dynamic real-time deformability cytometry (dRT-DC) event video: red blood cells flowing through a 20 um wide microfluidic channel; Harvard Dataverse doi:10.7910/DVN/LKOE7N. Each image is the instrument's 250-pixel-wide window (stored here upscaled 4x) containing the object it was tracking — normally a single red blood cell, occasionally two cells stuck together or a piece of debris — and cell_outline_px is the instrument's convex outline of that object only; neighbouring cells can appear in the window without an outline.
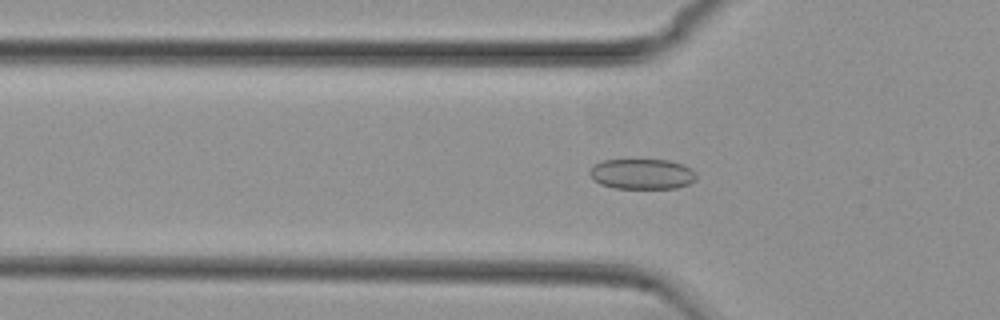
{"species": "common noctule bat (a hibernating species)", "species_latin": "Nyctalus noctula", "temperature_condition": "cold", "stored_images_in_passage": 54, "camera_frame_rate_fps": 3000, "um_per_image_px": 0.085, "animal": {"sex": "female", "body_mass_g": 29.2, "forearm_length_mm": 56.3}, "frame": {"image": 1, "passage_image": 17, "time_ms": 5.333, "image_size_px": [1000, 320], "cell_outline_px": [[696, 180], [688, 184], [676, 188], [616, 188], [600, 184], [592, 180], [588, 172], [596, 164], [604, 160], [668, 160], [692, 168], [696, 172]], "centroid_in_image_um": [54.58, 14.79], "position_along_channel_um": 71.2, "area_um2": 18.84}}
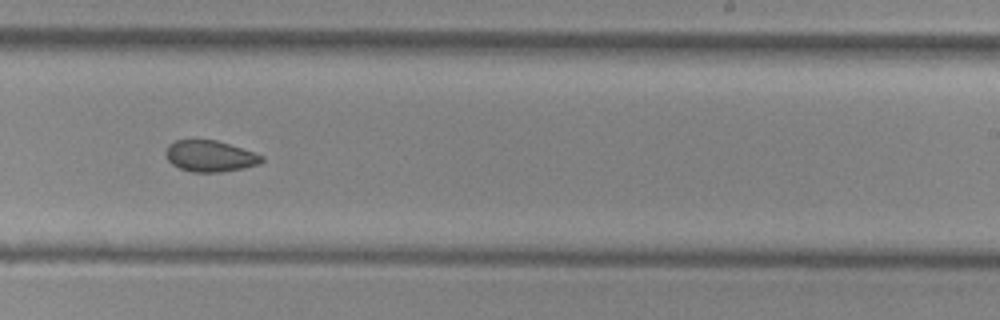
{"frame": {"image": 2, "passage_image": 33, "time_ms": 10.667, "image_size_px": [1000, 320], "cell_outline_px": [[264, 160], [260, 164], [220, 172], [192, 172], [180, 168], [172, 164], [168, 160], [164, 152], [168, 144], [176, 140], [216, 140], [264, 156]], "centroid_in_image_um": [17.81, 13.27], "position_along_channel_um": 271.2, "area_um2": 17.28}}
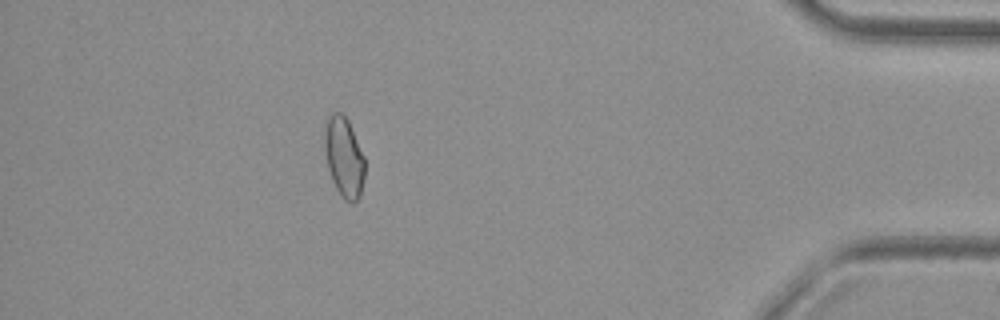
{"frame": {"image": 3, "passage_image": 48, "time_ms": 15.667, "image_size_px": [1000, 320], "cell_outline_px": [[364, 180], [360, 196], [352, 204], [344, 200], [336, 188], [332, 180], [328, 168], [324, 148], [324, 132], [328, 116], [332, 112], [340, 112], [348, 120], [364, 156]], "centroid_in_image_um": [29.23, 13.37], "position_along_channel_um": 406.0, "area_um2": 18.79}, "authors_computed_cell_mechanics": {"area_um2": 18.6694, "velocity_mm_per_s": 3.7409, "shape_relaxation_time_tau1_ms": null, "shape_relaxation_time_tau2_ms": 2.8823, "deformation_change_tau1": null, "deformation_change_tau2": 0.0709}}